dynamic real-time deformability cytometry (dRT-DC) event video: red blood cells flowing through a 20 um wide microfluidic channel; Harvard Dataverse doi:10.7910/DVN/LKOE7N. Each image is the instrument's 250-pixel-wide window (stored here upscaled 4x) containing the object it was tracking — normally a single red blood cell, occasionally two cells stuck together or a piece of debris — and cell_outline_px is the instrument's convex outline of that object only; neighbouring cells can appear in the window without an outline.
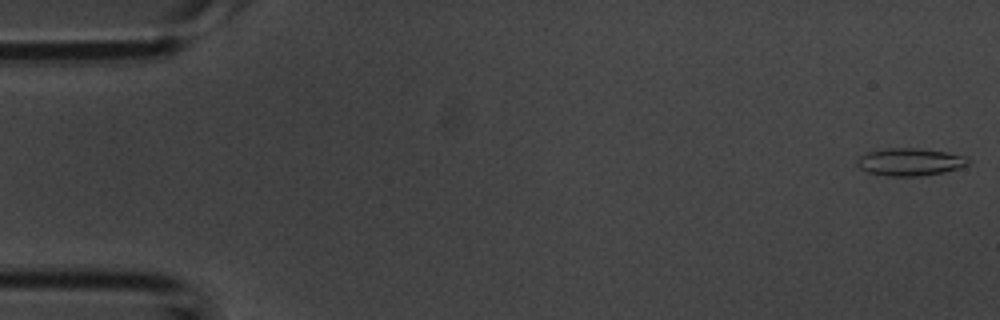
{"species": "common noctule bat (a hibernating species)", "species_latin": "Nyctalus noctula", "temperature_condition": "room temperature", "stored_images_in_passage": 53, "camera_frame_rate_fps": 3000, "um_per_image_px": 0.085, "animal": {"sex": "male", "body_mass_g": 20.1, "forearm_length_mm": 53.5}, "frame": {"image": 1, "passage_image": 1, "time_ms": 0.0, "image_size_px": [1000, 320], "cell_outline_px": [[972, 160], [968, 164], [944, 172], [920, 176], [888, 176], [868, 172], [860, 168], [856, 164], [856, 160], [860, 156], [868, 152], [884, 148], [916, 148], [944, 152], [968, 156]], "centroid_in_image_um": [77.34, 13.76], "position_along_channel_um": 7.7, "area_um2": 17.8}}
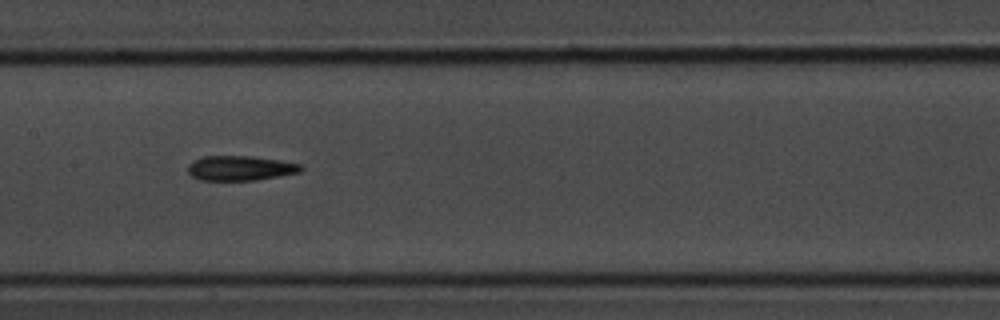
{"frame": {"image": 2, "passage_image": 26, "time_ms": 8.333, "image_size_px": [1000, 320], "cell_outline_px": [[304, 168], [300, 172], [280, 176], [256, 180], [200, 180], [192, 176], [188, 172], [188, 164], [192, 160], [204, 156], [248, 156], [280, 160], [300, 164]], "centroid_in_image_um": [20.41, 14.29], "position_along_channel_um": 187.0, "area_um2": 16.36}}
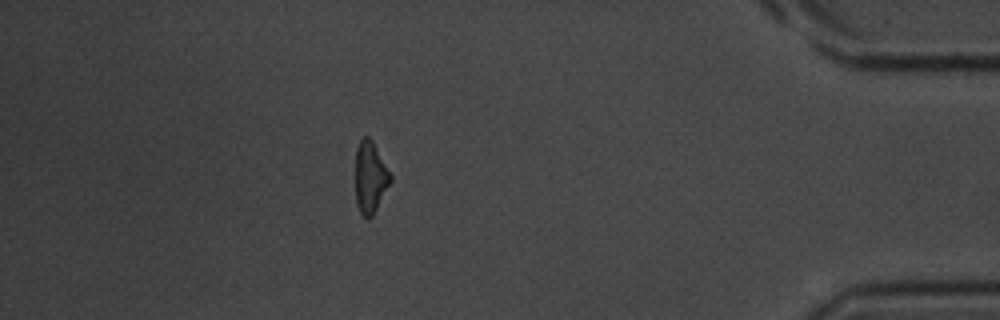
{"frame": {"image": 3, "passage_image": 47, "time_ms": 15.333, "image_size_px": [1000, 320], "cell_outline_px": [[392, 180], [372, 216], [368, 220], [360, 212], [356, 204], [356, 148], [360, 140], [364, 136], [368, 136], [372, 140], [392, 176]], "centroid_in_image_um": [31.47, 15.07], "position_along_channel_um": 403.7, "area_um2": 14.51}, "authors_computed_cell_mechanics": {"area_um2": 16.3574, "velocity_mm_per_s": 3.7593, "shape_relaxation_time_tau1_ms": 4.0973, "shape_relaxation_time_tau2_ms": 10.8088, "deformation_change_tau1": 0.1545, "deformation_change_tau2": 0.2715}}